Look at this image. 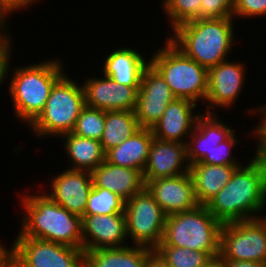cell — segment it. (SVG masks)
I'll return each instance as SVG.
<instances>
[{"instance_id": "6da1fadb", "label": "cell", "mask_w": 266, "mask_h": 267, "mask_svg": "<svg viewBox=\"0 0 266 267\" xmlns=\"http://www.w3.org/2000/svg\"><path fill=\"white\" fill-rule=\"evenodd\" d=\"M205 206L222 224L258 218L266 209V177L261 162L253 155Z\"/></svg>"}, {"instance_id": "7a4b0ae2", "label": "cell", "mask_w": 266, "mask_h": 267, "mask_svg": "<svg viewBox=\"0 0 266 267\" xmlns=\"http://www.w3.org/2000/svg\"><path fill=\"white\" fill-rule=\"evenodd\" d=\"M20 200L23 213L21 211V228L17 237L37 238L83 249L80 216L61 207L45 192L21 193Z\"/></svg>"}, {"instance_id": "3957f363", "label": "cell", "mask_w": 266, "mask_h": 267, "mask_svg": "<svg viewBox=\"0 0 266 267\" xmlns=\"http://www.w3.org/2000/svg\"><path fill=\"white\" fill-rule=\"evenodd\" d=\"M233 17L195 19L179 25L168 38L207 70L227 60L236 41ZM174 32V33H173Z\"/></svg>"}, {"instance_id": "277c9868", "label": "cell", "mask_w": 266, "mask_h": 267, "mask_svg": "<svg viewBox=\"0 0 266 267\" xmlns=\"http://www.w3.org/2000/svg\"><path fill=\"white\" fill-rule=\"evenodd\" d=\"M17 66L9 72L14 116L29 126L43 111L54 84L65 74L62 59ZM11 73V74H10Z\"/></svg>"}, {"instance_id": "5b68a950", "label": "cell", "mask_w": 266, "mask_h": 267, "mask_svg": "<svg viewBox=\"0 0 266 267\" xmlns=\"http://www.w3.org/2000/svg\"><path fill=\"white\" fill-rule=\"evenodd\" d=\"M222 225L205 205H199L190 211L171 214L166 218L163 238L158 246L204 251L217 259L220 255Z\"/></svg>"}, {"instance_id": "8992f818", "label": "cell", "mask_w": 266, "mask_h": 267, "mask_svg": "<svg viewBox=\"0 0 266 267\" xmlns=\"http://www.w3.org/2000/svg\"><path fill=\"white\" fill-rule=\"evenodd\" d=\"M164 42L166 46L154 51L150 64L162 75L176 98L204 103L208 70L189 58L168 36Z\"/></svg>"}, {"instance_id": "52a82bcc", "label": "cell", "mask_w": 266, "mask_h": 267, "mask_svg": "<svg viewBox=\"0 0 266 267\" xmlns=\"http://www.w3.org/2000/svg\"><path fill=\"white\" fill-rule=\"evenodd\" d=\"M85 107L82 85L66 73L54 84L43 111L29 125L36 138L71 133Z\"/></svg>"}, {"instance_id": "ba28073f", "label": "cell", "mask_w": 266, "mask_h": 267, "mask_svg": "<svg viewBox=\"0 0 266 267\" xmlns=\"http://www.w3.org/2000/svg\"><path fill=\"white\" fill-rule=\"evenodd\" d=\"M219 261H254L266 265V227L259 219L224 223Z\"/></svg>"}, {"instance_id": "9c48e42d", "label": "cell", "mask_w": 266, "mask_h": 267, "mask_svg": "<svg viewBox=\"0 0 266 267\" xmlns=\"http://www.w3.org/2000/svg\"><path fill=\"white\" fill-rule=\"evenodd\" d=\"M127 238L132 245L155 249L162 241L167 215L144 188L125 201Z\"/></svg>"}, {"instance_id": "30bf717a", "label": "cell", "mask_w": 266, "mask_h": 267, "mask_svg": "<svg viewBox=\"0 0 266 267\" xmlns=\"http://www.w3.org/2000/svg\"><path fill=\"white\" fill-rule=\"evenodd\" d=\"M12 263L13 267H84V251L47 240L16 237Z\"/></svg>"}, {"instance_id": "8fae6325", "label": "cell", "mask_w": 266, "mask_h": 267, "mask_svg": "<svg viewBox=\"0 0 266 267\" xmlns=\"http://www.w3.org/2000/svg\"><path fill=\"white\" fill-rule=\"evenodd\" d=\"M230 59L222 61L218 65L208 70L207 79V96L205 99V109L201 112L215 113V109L221 108L223 110L229 109L233 106L235 101L241 95V90L244 87L246 66L244 63L233 62ZM245 67V68H244ZM240 94V95H239Z\"/></svg>"}, {"instance_id": "7c38bea8", "label": "cell", "mask_w": 266, "mask_h": 267, "mask_svg": "<svg viewBox=\"0 0 266 267\" xmlns=\"http://www.w3.org/2000/svg\"><path fill=\"white\" fill-rule=\"evenodd\" d=\"M175 99L165 79L149 64L142 75L134 111L139 126L151 129Z\"/></svg>"}, {"instance_id": "4fadbf2b", "label": "cell", "mask_w": 266, "mask_h": 267, "mask_svg": "<svg viewBox=\"0 0 266 267\" xmlns=\"http://www.w3.org/2000/svg\"><path fill=\"white\" fill-rule=\"evenodd\" d=\"M89 76L82 83L85 106L103 111H135L139 87H129L116 83L103 74Z\"/></svg>"}, {"instance_id": "5bb4252c", "label": "cell", "mask_w": 266, "mask_h": 267, "mask_svg": "<svg viewBox=\"0 0 266 267\" xmlns=\"http://www.w3.org/2000/svg\"><path fill=\"white\" fill-rule=\"evenodd\" d=\"M50 192L53 201L77 216H85L89 193L93 187L92 174L85 170L67 168L50 179Z\"/></svg>"}, {"instance_id": "9a60e30c", "label": "cell", "mask_w": 266, "mask_h": 267, "mask_svg": "<svg viewBox=\"0 0 266 267\" xmlns=\"http://www.w3.org/2000/svg\"><path fill=\"white\" fill-rule=\"evenodd\" d=\"M83 251L128 245L125 213L81 217Z\"/></svg>"}, {"instance_id": "2e32d148", "label": "cell", "mask_w": 266, "mask_h": 267, "mask_svg": "<svg viewBox=\"0 0 266 267\" xmlns=\"http://www.w3.org/2000/svg\"><path fill=\"white\" fill-rule=\"evenodd\" d=\"M144 182L147 191L154 197L167 216L190 211L200 205L195 196L190 172Z\"/></svg>"}, {"instance_id": "e0dca14e", "label": "cell", "mask_w": 266, "mask_h": 267, "mask_svg": "<svg viewBox=\"0 0 266 267\" xmlns=\"http://www.w3.org/2000/svg\"><path fill=\"white\" fill-rule=\"evenodd\" d=\"M186 144L154 138L143 170L144 181L189 173L190 164Z\"/></svg>"}, {"instance_id": "ac0fdd59", "label": "cell", "mask_w": 266, "mask_h": 267, "mask_svg": "<svg viewBox=\"0 0 266 267\" xmlns=\"http://www.w3.org/2000/svg\"><path fill=\"white\" fill-rule=\"evenodd\" d=\"M196 107L198 108L197 104L187 99L173 100L151 128L153 137L163 141L187 143L200 115V112H194Z\"/></svg>"}, {"instance_id": "d6986e66", "label": "cell", "mask_w": 266, "mask_h": 267, "mask_svg": "<svg viewBox=\"0 0 266 267\" xmlns=\"http://www.w3.org/2000/svg\"><path fill=\"white\" fill-rule=\"evenodd\" d=\"M215 113H200L192 134L187 141V158L189 164L198 163L210 154L219 143L225 141L234 129L222 122Z\"/></svg>"}, {"instance_id": "ffe728a7", "label": "cell", "mask_w": 266, "mask_h": 267, "mask_svg": "<svg viewBox=\"0 0 266 267\" xmlns=\"http://www.w3.org/2000/svg\"><path fill=\"white\" fill-rule=\"evenodd\" d=\"M91 174L94 187L116 193L125 201L145 188L140 170L114 165L106 160Z\"/></svg>"}, {"instance_id": "44dd1931", "label": "cell", "mask_w": 266, "mask_h": 267, "mask_svg": "<svg viewBox=\"0 0 266 267\" xmlns=\"http://www.w3.org/2000/svg\"><path fill=\"white\" fill-rule=\"evenodd\" d=\"M140 51L130 47H119L106 55L102 74L116 83L129 87H140L145 68L150 64Z\"/></svg>"}, {"instance_id": "7402d4cb", "label": "cell", "mask_w": 266, "mask_h": 267, "mask_svg": "<svg viewBox=\"0 0 266 267\" xmlns=\"http://www.w3.org/2000/svg\"><path fill=\"white\" fill-rule=\"evenodd\" d=\"M154 250L137 245L84 251V267H144Z\"/></svg>"}, {"instance_id": "603a6c76", "label": "cell", "mask_w": 266, "mask_h": 267, "mask_svg": "<svg viewBox=\"0 0 266 267\" xmlns=\"http://www.w3.org/2000/svg\"><path fill=\"white\" fill-rule=\"evenodd\" d=\"M153 139L152 130L141 127L129 139L108 150L105 153V160L114 165L140 170L143 173Z\"/></svg>"}, {"instance_id": "cb8c5ba5", "label": "cell", "mask_w": 266, "mask_h": 267, "mask_svg": "<svg viewBox=\"0 0 266 267\" xmlns=\"http://www.w3.org/2000/svg\"><path fill=\"white\" fill-rule=\"evenodd\" d=\"M240 166L211 165L201 162L190 165L195 196L200 205H206L231 179Z\"/></svg>"}, {"instance_id": "d4e9b609", "label": "cell", "mask_w": 266, "mask_h": 267, "mask_svg": "<svg viewBox=\"0 0 266 267\" xmlns=\"http://www.w3.org/2000/svg\"><path fill=\"white\" fill-rule=\"evenodd\" d=\"M64 140V151L72 170L92 172L105 161V152L100 141L67 133L60 136Z\"/></svg>"}, {"instance_id": "484cf974", "label": "cell", "mask_w": 266, "mask_h": 267, "mask_svg": "<svg viewBox=\"0 0 266 267\" xmlns=\"http://www.w3.org/2000/svg\"><path fill=\"white\" fill-rule=\"evenodd\" d=\"M140 128L134 111H105L104 132L100 140L104 152L117 147Z\"/></svg>"}, {"instance_id": "4316f807", "label": "cell", "mask_w": 266, "mask_h": 267, "mask_svg": "<svg viewBox=\"0 0 266 267\" xmlns=\"http://www.w3.org/2000/svg\"><path fill=\"white\" fill-rule=\"evenodd\" d=\"M154 254L168 267H207L215 260L207 252L174 246H157Z\"/></svg>"}, {"instance_id": "83f0119b", "label": "cell", "mask_w": 266, "mask_h": 267, "mask_svg": "<svg viewBox=\"0 0 266 267\" xmlns=\"http://www.w3.org/2000/svg\"><path fill=\"white\" fill-rule=\"evenodd\" d=\"M125 200L107 189L92 187L85 215H107L124 213Z\"/></svg>"}, {"instance_id": "f1b7e54d", "label": "cell", "mask_w": 266, "mask_h": 267, "mask_svg": "<svg viewBox=\"0 0 266 267\" xmlns=\"http://www.w3.org/2000/svg\"><path fill=\"white\" fill-rule=\"evenodd\" d=\"M200 4V0H162L161 7L171 24V33L179 25L199 19Z\"/></svg>"}, {"instance_id": "f546056e", "label": "cell", "mask_w": 266, "mask_h": 267, "mask_svg": "<svg viewBox=\"0 0 266 267\" xmlns=\"http://www.w3.org/2000/svg\"><path fill=\"white\" fill-rule=\"evenodd\" d=\"M105 111L85 106L76 120L73 134L100 141L104 132Z\"/></svg>"}, {"instance_id": "4dcf8cb0", "label": "cell", "mask_w": 266, "mask_h": 267, "mask_svg": "<svg viewBox=\"0 0 266 267\" xmlns=\"http://www.w3.org/2000/svg\"><path fill=\"white\" fill-rule=\"evenodd\" d=\"M238 139L236 133L233 132L225 141L219 143L210 154H207L201 163L211 165H244L237 160L238 158L232 152L233 147L240 144Z\"/></svg>"}, {"instance_id": "1f68e13d", "label": "cell", "mask_w": 266, "mask_h": 267, "mask_svg": "<svg viewBox=\"0 0 266 267\" xmlns=\"http://www.w3.org/2000/svg\"><path fill=\"white\" fill-rule=\"evenodd\" d=\"M200 19L232 17L234 0H200Z\"/></svg>"}, {"instance_id": "d6a6232c", "label": "cell", "mask_w": 266, "mask_h": 267, "mask_svg": "<svg viewBox=\"0 0 266 267\" xmlns=\"http://www.w3.org/2000/svg\"><path fill=\"white\" fill-rule=\"evenodd\" d=\"M233 18H251L266 16V0H234Z\"/></svg>"}, {"instance_id": "836d02e7", "label": "cell", "mask_w": 266, "mask_h": 267, "mask_svg": "<svg viewBox=\"0 0 266 267\" xmlns=\"http://www.w3.org/2000/svg\"><path fill=\"white\" fill-rule=\"evenodd\" d=\"M252 108L251 110L250 109L246 110L244 113L246 114L249 113V116L258 115V117L260 116L259 118H261V121H259L258 122L259 124L255 125V128H253L250 132L252 133V136L254 138L256 137L255 140L258 139L257 144L255 145H266V104L263 103V106L260 105L257 107L255 106V108L254 107Z\"/></svg>"}, {"instance_id": "e575fe53", "label": "cell", "mask_w": 266, "mask_h": 267, "mask_svg": "<svg viewBox=\"0 0 266 267\" xmlns=\"http://www.w3.org/2000/svg\"><path fill=\"white\" fill-rule=\"evenodd\" d=\"M12 43L10 42L8 45L0 48V87H2L3 82L9 78V71L11 67L10 64L11 63V56L13 55L12 53Z\"/></svg>"}, {"instance_id": "d590c367", "label": "cell", "mask_w": 266, "mask_h": 267, "mask_svg": "<svg viewBox=\"0 0 266 267\" xmlns=\"http://www.w3.org/2000/svg\"><path fill=\"white\" fill-rule=\"evenodd\" d=\"M38 2L39 0H0V7L11 15L19 10L23 11L24 8L26 10V8Z\"/></svg>"}, {"instance_id": "8d00e7d4", "label": "cell", "mask_w": 266, "mask_h": 267, "mask_svg": "<svg viewBox=\"0 0 266 267\" xmlns=\"http://www.w3.org/2000/svg\"><path fill=\"white\" fill-rule=\"evenodd\" d=\"M8 16H11L5 9L0 7V48L8 45L10 42H12V37L8 30V23L6 19H9Z\"/></svg>"}, {"instance_id": "74e56055", "label": "cell", "mask_w": 266, "mask_h": 267, "mask_svg": "<svg viewBox=\"0 0 266 267\" xmlns=\"http://www.w3.org/2000/svg\"><path fill=\"white\" fill-rule=\"evenodd\" d=\"M0 267H13L12 263V244L11 247H5L0 242Z\"/></svg>"}, {"instance_id": "f35d334b", "label": "cell", "mask_w": 266, "mask_h": 267, "mask_svg": "<svg viewBox=\"0 0 266 267\" xmlns=\"http://www.w3.org/2000/svg\"><path fill=\"white\" fill-rule=\"evenodd\" d=\"M222 267H261L262 264H259L254 261H220Z\"/></svg>"}, {"instance_id": "ab89813d", "label": "cell", "mask_w": 266, "mask_h": 267, "mask_svg": "<svg viewBox=\"0 0 266 267\" xmlns=\"http://www.w3.org/2000/svg\"><path fill=\"white\" fill-rule=\"evenodd\" d=\"M255 157L261 162L266 177V145H256Z\"/></svg>"}, {"instance_id": "60d3db41", "label": "cell", "mask_w": 266, "mask_h": 267, "mask_svg": "<svg viewBox=\"0 0 266 267\" xmlns=\"http://www.w3.org/2000/svg\"><path fill=\"white\" fill-rule=\"evenodd\" d=\"M144 267H161V261L154 254L144 265Z\"/></svg>"}, {"instance_id": "b9f144b4", "label": "cell", "mask_w": 266, "mask_h": 267, "mask_svg": "<svg viewBox=\"0 0 266 267\" xmlns=\"http://www.w3.org/2000/svg\"><path fill=\"white\" fill-rule=\"evenodd\" d=\"M207 267H222L221 262L218 259H215Z\"/></svg>"}, {"instance_id": "7bdbcfd3", "label": "cell", "mask_w": 266, "mask_h": 267, "mask_svg": "<svg viewBox=\"0 0 266 267\" xmlns=\"http://www.w3.org/2000/svg\"><path fill=\"white\" fill-rule=\"evenodd\" d=\"M258 218L264 223V225L266 227V216L264 214L262 215V213H261V215H259Z\"/></svg>"}, {"instance_id": "ee69618b", "label": "cell", "mask_w": 266, "mask_h": 267, "mask_svg": "<svg viewBox=\"0 0 266 267\" xmlns=\"http://www.w3.org/2000/svg\"><path fill=\"white\" fill-rule=\"evenodd\" d=\"M161 267H168V266H166L165 264H163V263L161 262Z\"/></svg>"}]
</instances>
